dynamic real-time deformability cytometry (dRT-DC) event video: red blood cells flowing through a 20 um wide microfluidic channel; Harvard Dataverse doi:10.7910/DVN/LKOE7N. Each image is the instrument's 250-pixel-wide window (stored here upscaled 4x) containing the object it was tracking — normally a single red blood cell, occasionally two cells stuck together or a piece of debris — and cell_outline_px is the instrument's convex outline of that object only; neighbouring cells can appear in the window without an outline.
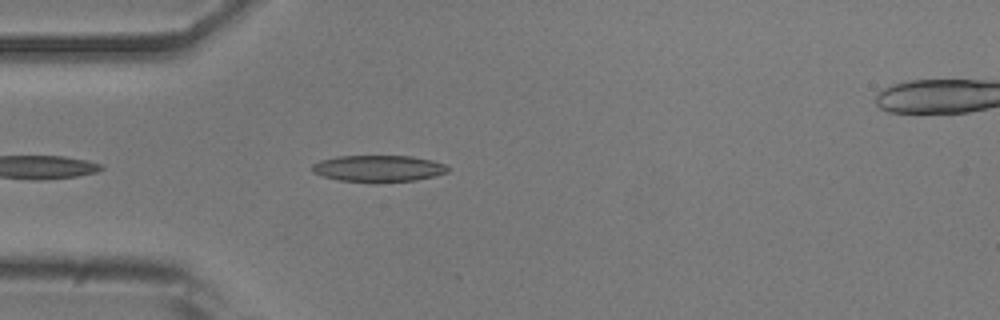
{"species": "common noctule bat (a hibernating species)", "species_latin": "Nyctalus noctula", "temperature_condition": "room temperature", "stored_images_in_passage": 8, "camera_frame_rate_fps": 3000, "um_per_image_px": 0.085, "animal": {"sex": "male", "body_mass_g": 20.5, "forearm_length_mm": 52.5}, "frame": {"image": 1, "passage_image": 4, "time_ms": 1.0, "image_size_px": [1000, 320], "cell_outline_px": [[448, 172], [432, 176], [412, 180], [340, 180], [324, 176], [312, 172], [312, 164], [320, 160], [336, 156], [412, 156], [432, 160], [444, 164], [448, 168]], "centroid_in_image_um": [32.14, 14.28], "position_along_channel_um": 52.9, "area_um2": 20.17}}